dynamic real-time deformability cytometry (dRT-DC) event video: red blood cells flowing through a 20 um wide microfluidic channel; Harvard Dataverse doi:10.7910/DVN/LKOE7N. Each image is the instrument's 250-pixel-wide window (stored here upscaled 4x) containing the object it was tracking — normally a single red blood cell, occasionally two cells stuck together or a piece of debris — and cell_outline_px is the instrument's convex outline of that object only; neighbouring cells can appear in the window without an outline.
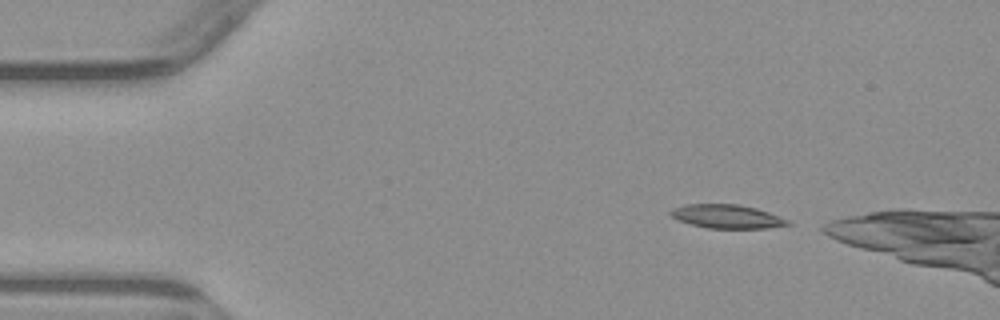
{"species": "common noctule bat (a hibernating species)", "species_latin": "Nyctalus noctula", "temperature_condition": "warm", "stored_images_in_passage": 3, "segment_of_instrument_passage": [2, 2], "camera_frame_rate_fps": 3000, "um_per_image_px": 0.085, "animal": {"sex": "male", "body_mass_g": 23.1, "forearm_length_mm": 52.7}, "frame": {"image": 1, "passage_image": 3, "time_ms": 3.0, "image_size_px": [1000, 320], "cell_outline_px": [[792, 224], [768, 228], [708, 228], [692, 224], [680, 220], [672, 216], [668, 212], [672, 208], [684, 204], [736, 204], [756, 208], [780, 216], [788, 220]], "centroid_in_image_um": [61.79, 18.39], "position_along_channel_um": 23.2, "area_um2": 16.07}}